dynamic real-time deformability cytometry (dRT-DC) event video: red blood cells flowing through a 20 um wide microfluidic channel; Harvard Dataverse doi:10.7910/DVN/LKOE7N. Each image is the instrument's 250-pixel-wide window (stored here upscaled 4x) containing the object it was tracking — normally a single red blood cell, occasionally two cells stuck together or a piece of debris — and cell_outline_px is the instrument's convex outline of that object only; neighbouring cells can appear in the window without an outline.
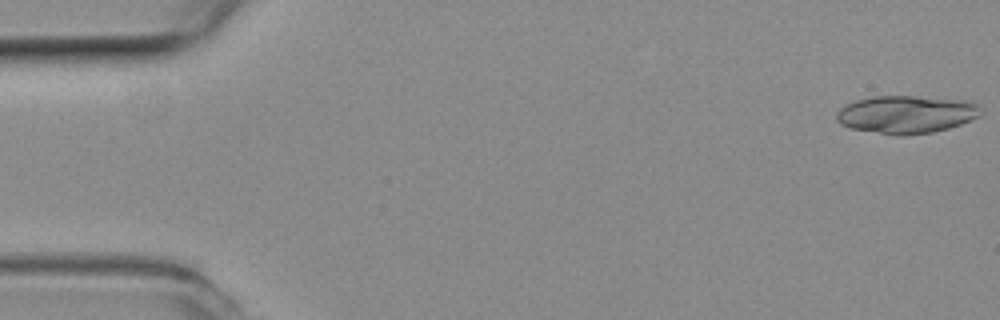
{"species": "common noctule bat (a hibernating species)", "species_latin": "Nyctalus noctula", "temperature_condition": "room temperature", "stored_images_in_passage": 56, "camera_frame_rate_fps": 3000, "um_per_image_px": 0.085, "animal": {"sex": "female", "body_mass_g": 19.3, "forearm_length_mm": 54.1}, "frame": {"image": 1, "passage_image": 1, "time_ms": 0.0, "image_size_px": [1000, 320], "cell_outline_px": [[980, 116], [972, 120], [948, 128], [932, 132], [880, 132], [852, 128], [840, 124], [836, 120], [836, 116], [840, 108], [856, 100], [872, 96], [916, 96], [972, 100], [976, 104]], "centroid_in_image_um": [77.06, 9.67], "position_along_channel_um": 7.9, "area_um2": 30.81}}
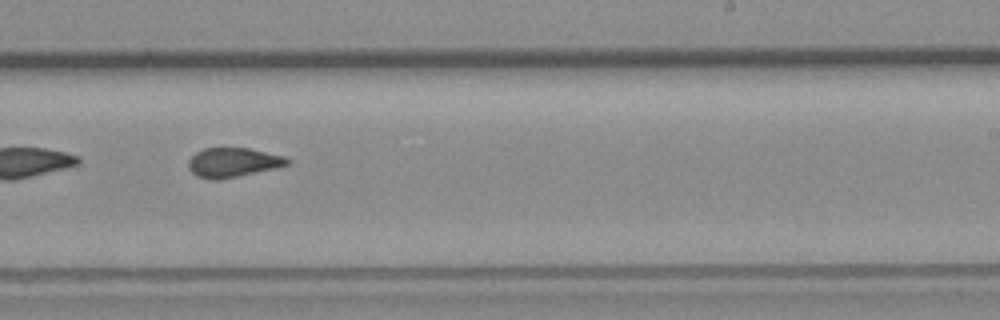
{"frame": {"image": 2, "passage_image": 34, "time_ms": 11.0, "image_size_px": [1000, 320], "cell_outline_px": [[292, 160], [288, 164], [276, 168], [220, 180], [212, 180], [196, 176], [188, 168], [188, 160], [196, 152], [204, 148], [248, 148], [284, 156]], "centroid_in_image_um": [19.79, 13.81], "position_along_channel_um": 269.2, "area_um2": 16.99}}
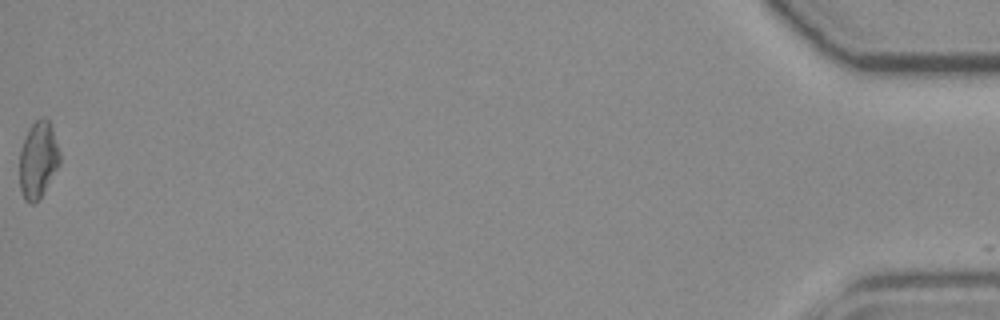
{"frame": {"image": 3, "passage_image": 56, "time_ms": 18.333, "image_size_px": [1000, 320], "cell_outline_px": [[60, 164], [40, 200], [32, 204], [28, 204], [24, 200], [20, 188], [20, 152], [28, 128], [40, 116], [44, 116], [48, 120], [52, 128], [60, 152]], "centroid_in_image_um": [3.25, 13.61], "position_along_channel_um": 432.0, "area_um2": 18.21}, "authors_computed_cell_mechanics": {"area_um2": 17.5712, "velocity_mm_per_s": 3.6969, "shape_relaxation_time_tau1_ms": null, "shape_relaxation_time_tau2_ms": 1.7039, "deformation_change_tau1": null, "deformation_change_tau2": 0.0883}}